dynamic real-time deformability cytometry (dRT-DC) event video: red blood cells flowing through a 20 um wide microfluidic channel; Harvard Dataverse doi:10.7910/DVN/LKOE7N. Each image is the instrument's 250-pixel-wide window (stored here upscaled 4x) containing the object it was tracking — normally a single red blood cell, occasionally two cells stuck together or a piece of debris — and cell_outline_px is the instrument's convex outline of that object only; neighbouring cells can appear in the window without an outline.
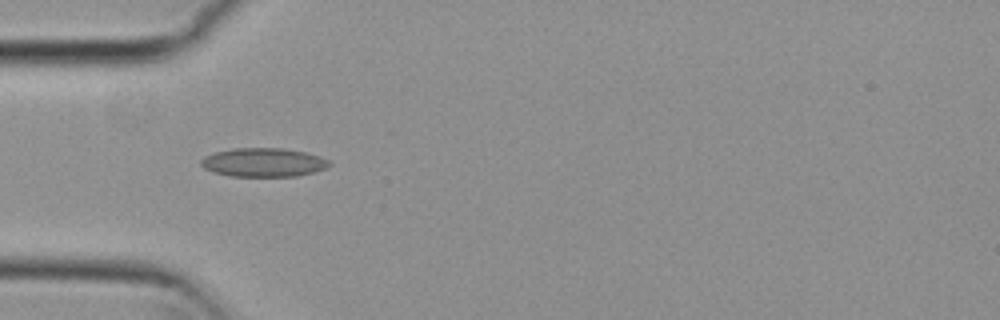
{"species": "common noctule bat (a hibernating species)", "species_latin": "Nyctalus noctula", "temperature_condition": "cold", "stored_images_in_passage": 4, "camera_frame_rate_fps": 3000, "um_per_image_px": 0.085, "animal": {"sex": "female", "body_mass_g": 29.2, "forearm_length_mm": 56.3}, "frame": {"image": 1, "passage_image": 3, "time_ms": 0.667, "image_size_px": [1000, 320], "cell_outline_px": [[332, 164], [328, 168], [296, 176], [232, 176], [212, 172], [204, 168], [200, 164], [200, 160], [204, 156], [216, 152], [232, 148], [284, 148], [304, 152], [328, 160]], "centroid_in_image_um": [22.36, 13.8], "position_along_channel_um": 62.6, "area_um2": 21.44}}
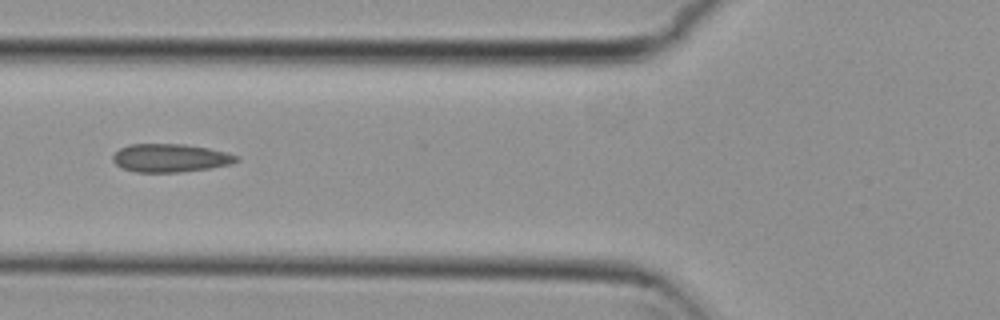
{"frame": {"image": 2, "passage_image": 4, "time_ms": 1.0, "image_size_px": [1000, 320], "cell_outline_px": [[240, 160], [232, 164], [212, 168], [180, 172], [136, 172], [124, 168], [116, 164], [112, 160], [112, 156], [120, 148], [128, 144], [184, 144], [208, 148], [240, 156]], "centroid_in_image_um": [14.5, 13.43], "position_along_channel_um": 111.3, "area_um2": 20.4}}